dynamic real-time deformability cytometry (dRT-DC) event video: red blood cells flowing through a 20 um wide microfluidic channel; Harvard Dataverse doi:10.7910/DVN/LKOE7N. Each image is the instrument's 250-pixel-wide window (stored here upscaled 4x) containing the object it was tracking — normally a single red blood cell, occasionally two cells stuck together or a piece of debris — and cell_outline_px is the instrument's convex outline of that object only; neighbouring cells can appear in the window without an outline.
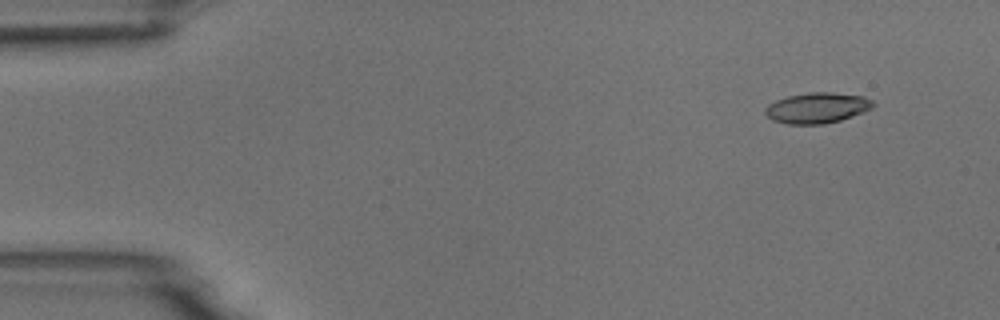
{"species": "common noctule bat (a hibernating species)", "species_latin": "Nyctalus noctula", "temperature_condition": "room temperature", "stored_images_in_passage": 9, "camera_frame_rate_fps": 3000, "um_per_image_px": 0.085, "animal": {"sex": "male", "body_mass_g": 18.8}, "frame": {"image": 1, "passage_image": 2, "time_ms": 1.333, "image_size_px": [1000, 320], "cell_outline_px": [[876, 104], [872, 108], [864, 112], [840, 120], [824, 124], [788, 124], [772, 120], [764, 112], [764, 108], [768, 104], [776, 100], [788, 96], [808, 92], [832, 92], [864, 96], [872, 100]], "centroid_in_image_um": [69.46, 9.16], "position_along_channel_um": 15.5, "area_um2": 19.36}}
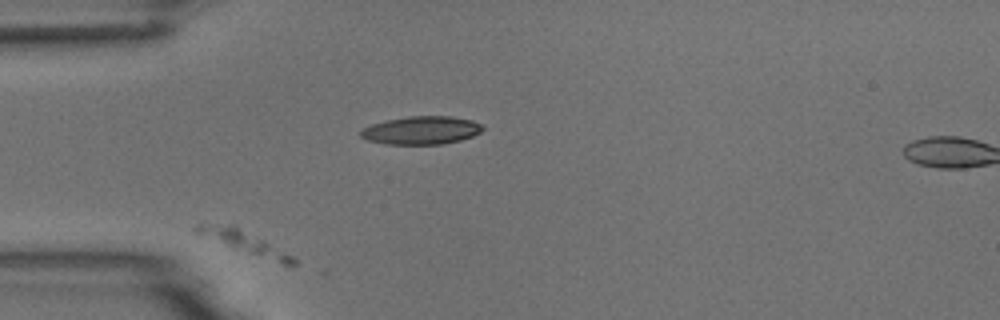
{"frame": {"image": 2, "passage_image": 5, "time_ms": 4.667, "image_size_px": [1000, 320], "cell_outline_px": [[296, 264], [284, 264], [232, 248], [196, 232], [192, 228], [196, 224], [232, 224], [292, 256], [296, 260]], "centroid_in_image_um": [20.69, 20.56], "position_along_channel_um": 64.3, "area_um2": 11.85}}